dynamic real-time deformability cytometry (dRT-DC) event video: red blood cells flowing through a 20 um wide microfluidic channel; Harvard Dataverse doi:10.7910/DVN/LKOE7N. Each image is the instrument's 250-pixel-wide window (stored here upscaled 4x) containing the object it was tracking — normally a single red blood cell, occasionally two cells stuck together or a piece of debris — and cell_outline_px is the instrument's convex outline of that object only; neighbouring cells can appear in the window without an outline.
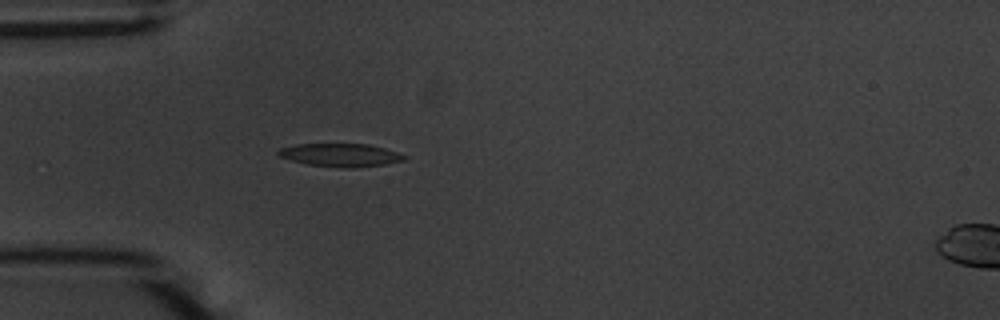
{"species": "common noctule bat (a hibernating species)", "species_latin": "Nyctalus noctula", "temperature_condition": "warm", "stored_images_in_passage": 46, "camera_frame_rate_fps": 3000, "um_per_image_px": 0.085, "animal": {"sex": "male", "body_mass_g": 20.1, "forearm_length_mm": 53.5}, "frame": {"image": 1, "passage_image": 7, "time_ms": 2.0, "image_size_px": [1000, 320], "cell_outline_px": [[408, 156], [404, 160], [388, 164], [352, 168], [348, 168], [308, 164], [292, 160], [280, 156], [276, 152], [280, 148], [296, 144], [368, 144], [384, 148]], "centroid_in_image_um": [28.97, 13.17], "position_along_channel_um": 56.0, "area_um2": 16.82}}
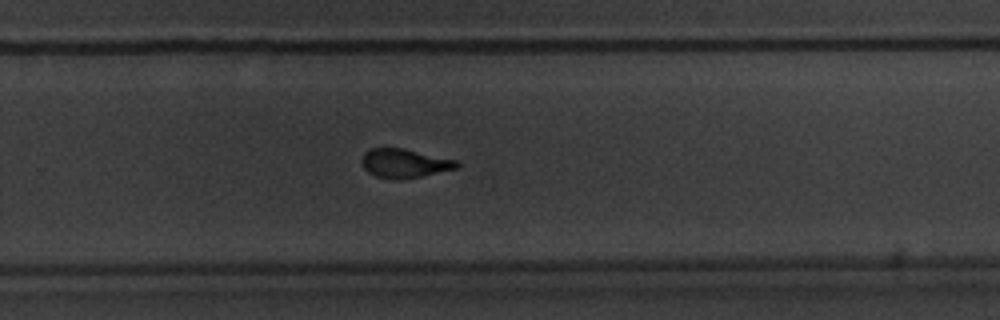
{"frame": {"image": 2, "passage_image": 27, "time_ms": 8.667, "image_size_px": [1000, 320], "cell_outline_px": [[460, 164], [456, 168], [420, 176], [400, 180], [392, 180], [376, 176], [368, 172], [364, 168], [360, 160], [364, 152], [372, 148], [404, 148], [456, 160]], "centroid_in_image_um": [34.33, 13.88], "position_along_channel_um": 295.5, "area_um2": 16.01}, "authors_computed_cell_mechanics": {"area_um2": 16.8198, "velocity_mm_per_s": 3.6773, "shape_relaxation_time_tau1_ms": 2.8024, "shape_relaxation_time_tau2_ms": 1.5506, "deformation_change_tau1": 0.1888, "deformation_change_tau2": 0.0821}}